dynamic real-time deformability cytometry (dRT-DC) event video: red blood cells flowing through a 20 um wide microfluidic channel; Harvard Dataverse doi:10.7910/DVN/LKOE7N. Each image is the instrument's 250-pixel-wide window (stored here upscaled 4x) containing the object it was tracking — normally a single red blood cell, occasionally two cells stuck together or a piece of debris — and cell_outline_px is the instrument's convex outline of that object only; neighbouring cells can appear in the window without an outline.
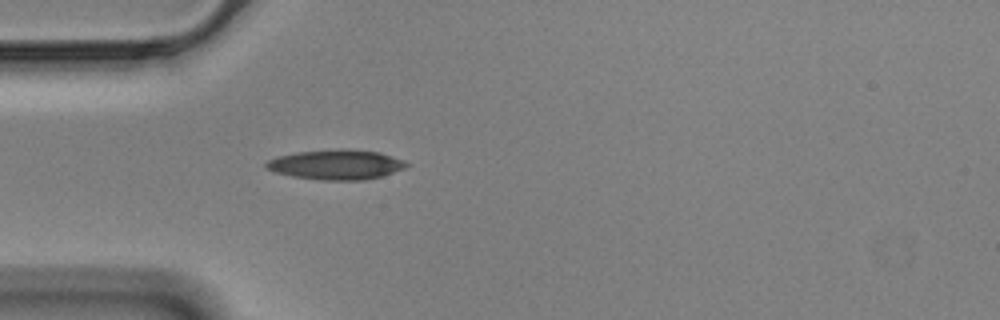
{"species": "Egyptian fruit bat (a non-hibernating species)", "species_latin": "Rousettus aegyptiacus", "temperature_condition": "cold", "stored_images_in_passage": 41, "camera_frame_rate_fps": 3000, "um_per_image_px": 0.085, "animal": {"sex": "male"}, "frame": {"image": 1, "passage_image": 1, "time_ms": 0.0, "image_size_px": [1000, 320], "cell_outline_px": [[412, 164], [404, 168], [380, 176], [364, 180], [320, 180], [292, 176], [276, 172], [264, 168], [264, 164], [268, 160], [276, 156], [296, 152], [340, 148], [344, 148], [380, 152], [404, 160]], "centroid_in_image_um": [28.56, 13.98], "position_along_channel_um": 56.4, "area_um2": 24.62}}
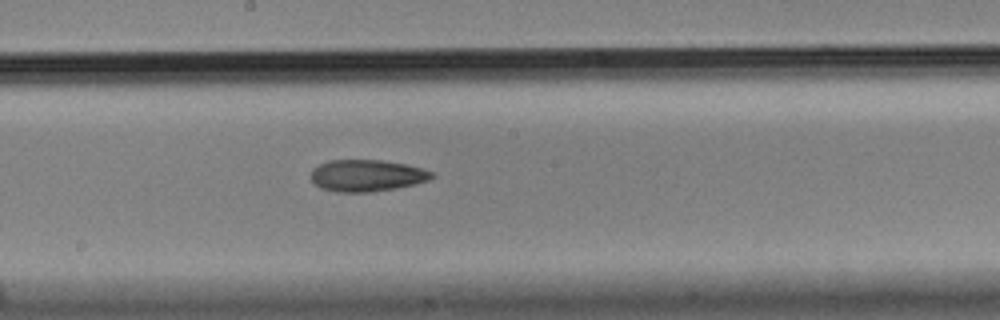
{"frame": {"image": 2, "passage_image": 15, "time_ms": 4.667, "image_size_px": [1000, 320], "cell_outline_px": [[436, 176], [428, 180], [396, 188], [372, 192], [336, 192], [320, 188], [312, 180], [312, 168], [328, 160], [380, 160], [404, 164], [420, 168], [432, 172]], "centroid_in_image_um": [31.15, 14.92], "position_along_channel_um": 217.0, "area_um2": 22.2}}
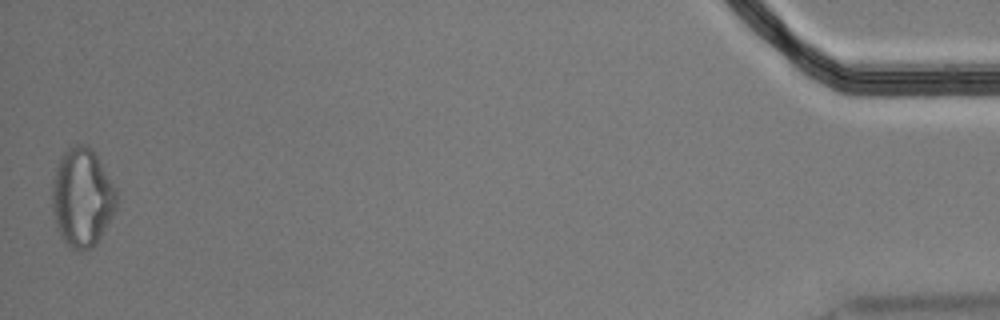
{"frame": {"image": 3, "passage_image": 41, "time_ms": 13.333, "image_size_px": [1000, 320], "cell_outline_px": [[116, 208], [96, 244], [92, 248], [80, 252], [72, 248], [64, 240], [56, 224], [52, 208], [52, 184], [56, 168], [60, 156], [68, 148], [76, 144], [84, 144], [96, 156], [116, 188]], "centroid_in_image_um": [6.97, 16.8], "position_along_channel_um": 428.2, "area_um2": 36.47}}